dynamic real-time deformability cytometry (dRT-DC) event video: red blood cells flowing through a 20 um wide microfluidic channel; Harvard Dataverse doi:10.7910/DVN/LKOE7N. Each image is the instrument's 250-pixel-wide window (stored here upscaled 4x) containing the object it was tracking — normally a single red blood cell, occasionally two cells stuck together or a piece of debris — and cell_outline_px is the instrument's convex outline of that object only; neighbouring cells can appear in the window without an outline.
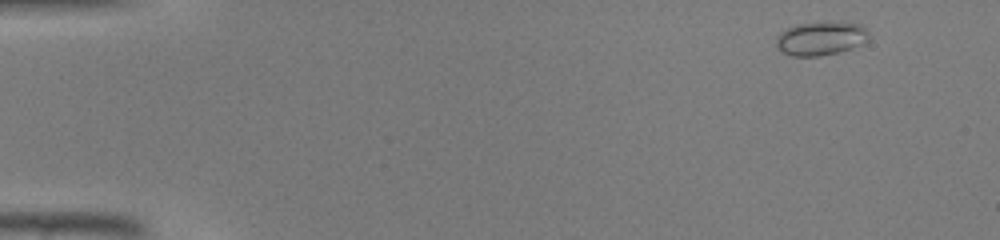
{"species": "common noctule bat (a hibernating species)", "species_latin": "Nyctalus noctula", "temperature_condition": "warm", "stored_images_in_passage": 13, "camera_frame_rate_fps": 3000, "um_per_image_px": 0.085, "animal": {"sex": "male", "body_mass_g": 19.0, "forearm_length_mm": 50.8}, "frame": {"image": 1, "passage_image": 2, "time_ms": 0.333, "image_size_px": [1000, 240], "cell_outline_px": [[868, 40], [864, 44], [836, 52], [820, 56], [792, 56], [780, 52], [776, 44], [776, 36], [780, 32], [796, 24], [840, 20], [860, 24], [868, 32]], "centroid_in_image_um": [69.76, 3.24], "position_along_channel_um": 15.2, "area_um2": 18.55}}
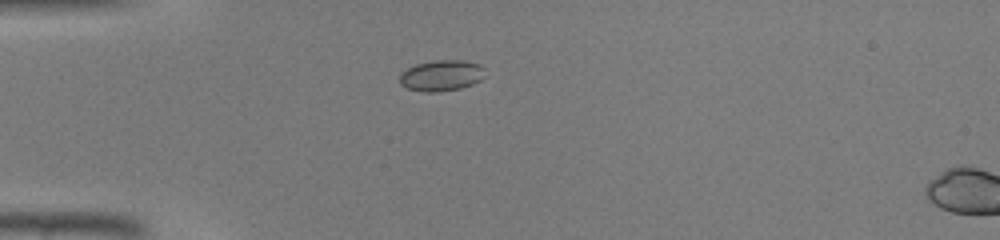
{"frame": {"image": 2, "passage_image": 11, "time_ms": 3.333, "image_size_px": [1000, 240], "cell_outline_px": [[484, 76], [480, 80], [472, 84], [460, 88], [436, 92], [424, 92], [408, 88], [400, 84], [400, 76], [408, 68], [416, 64], [436, 60], [460, 60], [480, 64], [484, 68]], "centroid_in_image_um": [37.54, 6.42], "position_along_channel_um": 47.5, "area_um2": 15.2}}